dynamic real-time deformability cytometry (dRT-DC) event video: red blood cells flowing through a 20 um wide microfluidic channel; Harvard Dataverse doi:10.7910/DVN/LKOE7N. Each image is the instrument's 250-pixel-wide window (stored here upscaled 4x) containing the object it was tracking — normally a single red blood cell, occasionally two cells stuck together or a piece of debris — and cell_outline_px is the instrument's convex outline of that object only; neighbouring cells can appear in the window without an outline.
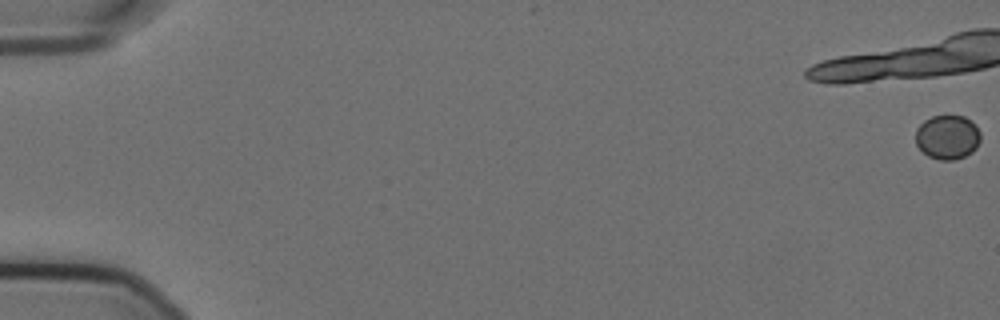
{"species": "Egyptian fruit bat (a non-hibernating species)", "species_latin": "Rousettus aegyptiacus", "temperature_condition": "cold", "stored_images_in_passage": 44, "camera_frame_rate_fps": 3000, "um_per_image_px": 0.085, "animal": {"sex": "female"}, "frame": {"image": 1, "passage_image": 1, "time_ms": 0.0, "image_size_px": [1000, 320], "cell_outline_px": [[980, 140], [976, 148], [972, 152], [956, 160], [940, 160], [928, 156], [916, 144], [916, 128], [924, 120], [932, 116], [964, 116], [972, 120], [976, 124], [980, 132]], "centroid_in_image_um": [80.55, 11.65], "position_along_channel_um": 4.4, "area_um2": 16.88}}